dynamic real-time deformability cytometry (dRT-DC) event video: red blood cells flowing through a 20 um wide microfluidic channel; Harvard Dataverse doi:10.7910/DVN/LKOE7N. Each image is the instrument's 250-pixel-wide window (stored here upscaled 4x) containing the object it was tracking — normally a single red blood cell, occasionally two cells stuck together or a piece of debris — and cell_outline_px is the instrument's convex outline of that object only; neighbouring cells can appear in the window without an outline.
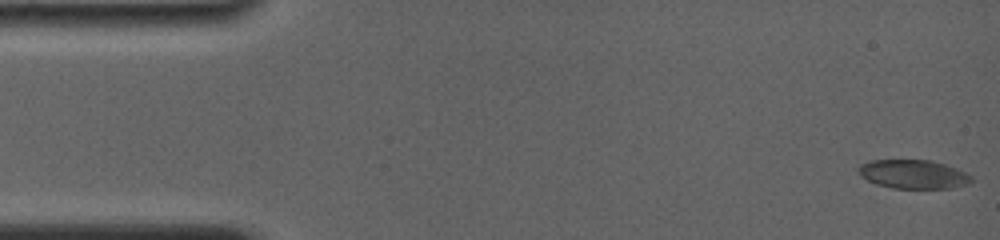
{"species": "common noctule bat (a hibernating species)", "species_latin": "Nyctalus noctula", "temperature_condition": "room temperature", "stored_images_in_passage": 39, "camera_frame_rate_fps": 4000, "um_per_image_px": 0.085, "animal": {"sex": "female", "body_mass_g": 19.0, "forearm_length_mm": 56.7}, "frame": {"image": 1, "passage_image": 1, "time_ms": 0.0, "image_size_px": [1000, 240], "cell_outline_px": [[972, 180], [968, 184], [952, 188], [892, 188], [876, 184], [860, 176], [856, 168], [860, 164], [868, 160], [932, 160], [956, 168], [972, 176]], "centroid_in_image_um": [77.59, 14.8], "position_along_channel_um": 7.4, "area_um2": 19.07}}
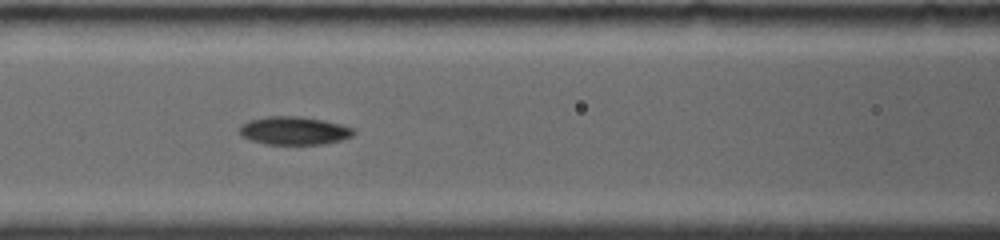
{"frame": {"image": 2, "passage_image": 17, "time_ms": 6.75, "image_size_px": [1000, 240], "cell_outline_px": [[356, 132], [352, 136], [340, 140], [324, 144], [268, 144], [252, 140], [240, 136], [240, 124], [248, 120], [268, 116], [300, 116], [324, 120], [356, 128]], "centroid_in_image_um": [25.01, 11.09], "position_along_channel_um": 141.6, "area_um2": 18.84}}
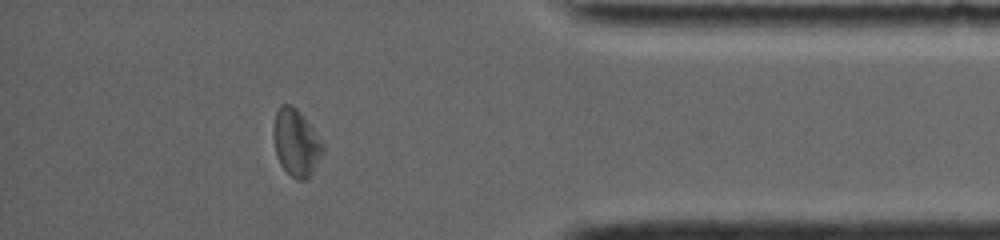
{"frame": {"image": 3, "passage_image": 34, "time_ms": 14.25, "image_size_px": [1000, 240], "cell_outline_px": [[324, 152], [312, 172], [304, 180], [296, 180], [280, 164], [276, 156], [272, 136], [272, 128], [276, 112], [280, 104], [292, 104], [300, 112], [324, 144]], "centroid_in_image_um": [25.14, 12.11], "position_along_channel_um": 410.1, "area_um2": 19.31}, "authors_computed_cell_mechanics": {"area_um2": 18.8428, "velocity_mm_per_s": 3.8084, "shape_relaxation_time_tau1_ms": null, "shape_relaxation_time_tau2_ms": 3.0761, "deformation_change_tau1": null, "deformation_change_tau2": 0.0764}}